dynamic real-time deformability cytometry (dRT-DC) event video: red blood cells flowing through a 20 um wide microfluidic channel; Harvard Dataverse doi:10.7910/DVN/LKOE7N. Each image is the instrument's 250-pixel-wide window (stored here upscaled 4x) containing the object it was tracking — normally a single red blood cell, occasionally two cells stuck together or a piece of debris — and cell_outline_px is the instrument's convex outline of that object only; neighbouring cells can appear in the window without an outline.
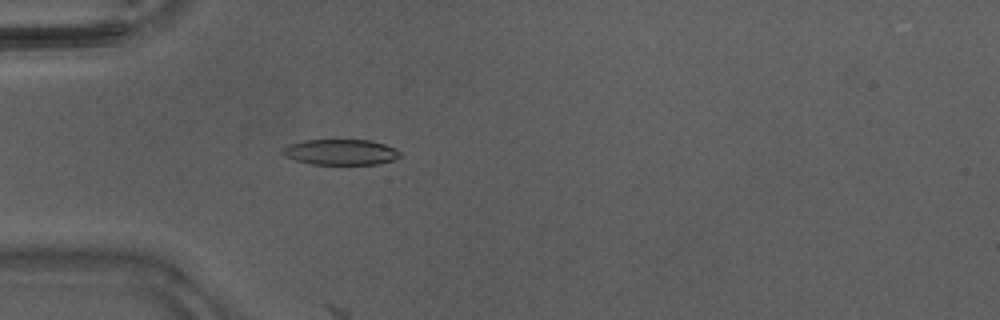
{"species": "Egyptian fruit bat (a non-hibernating species)", "species_latin": "Rousettus aegyptiacus", "temperature_condition": "warm", "stored_images_in_passage": 15, "camera_frame_rate_fps": 3000, "um_per_image_px": 0.085, "animal": {"sex": "male"}, "frame": {"image": 1, "passage_image": 10, "time_ms": 3.0, "image_size_px": [1000, 320], "cell_outline_px": [[400, 156], [392, 160], [376, 164], [312, 164], [296, 160], [284, 156], [280, 152], [288, 144], [304, 140], [372, 140], [396, 148], [400, 152]], "centroid_in_image_um": [28.94, 12.92], "position_along_channel_um": 56.1, "area_um2": 17.51}}